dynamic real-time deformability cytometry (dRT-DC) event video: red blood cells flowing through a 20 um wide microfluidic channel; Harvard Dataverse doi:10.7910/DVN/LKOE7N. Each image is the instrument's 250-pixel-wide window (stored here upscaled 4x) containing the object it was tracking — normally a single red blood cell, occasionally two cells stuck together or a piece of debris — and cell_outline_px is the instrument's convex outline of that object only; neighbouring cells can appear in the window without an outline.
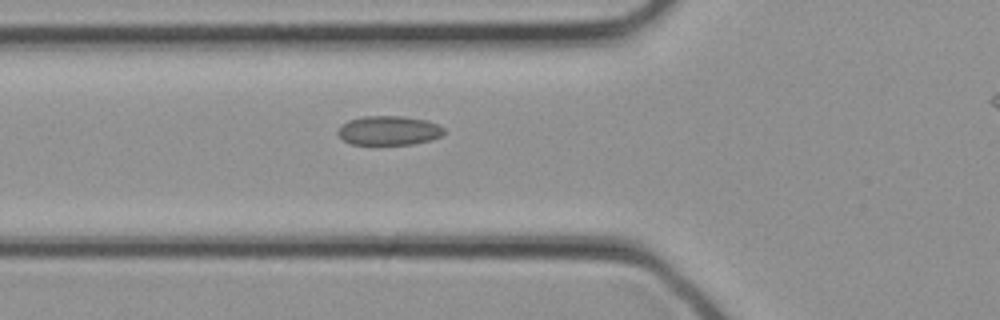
{"species": "common noctule bat (a hibernating species)", "species_latin": "Nyctalus noctula", "temperature_condition": "cold", "stored_images_in_passage": 20, "camera_frame_rate_fps": 3000, "um_per_image_px": 0.085, "animal": {"sex": "female", "body_mass_g": 21.9}, "frame": {"image": 1, "passage_image": 3, "time_ms": 0.667, "image_size_px": [1000, 320], "cell_outline_px": [[444, 132], [440, 136], [432, 140], [412, 144], [372, 148], [348, 144], [336, 132], [340, 124], [348, 120], [364, 116], [400, 116], [424, 120], [440, 124], [444, 128]], "centroid_in_image_um": [32.98, 11.15], "position_along_channel_um": 92.8, "area_um2": 19.07}}
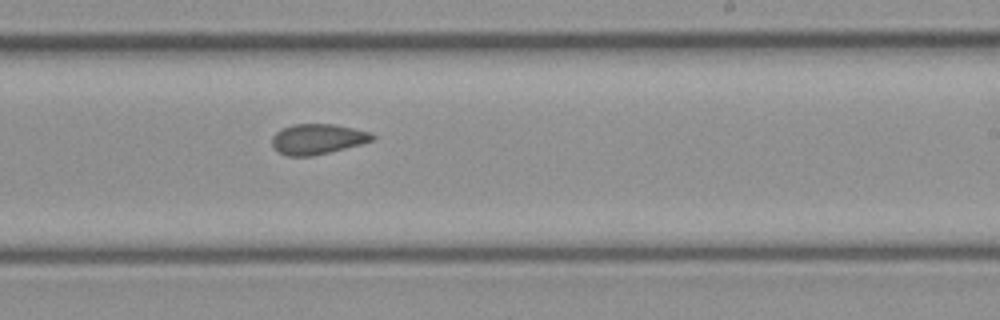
{"frame": {"image": 2, "passage_image": 11, "time_ms": 3.333, "image_size_px": [1000, 320], "cell_outline_px": [[376, 136], [372, 140], [360, 144], [312, 156], [288, 156], [272, 148], [272, 136], [276, 132], [292, 124], [332, 124], [372, 132]], "centroid_in_image_um": [26.97, 11.81], "position_along_channel_um": 262.0, "area_um2": 17.57}}
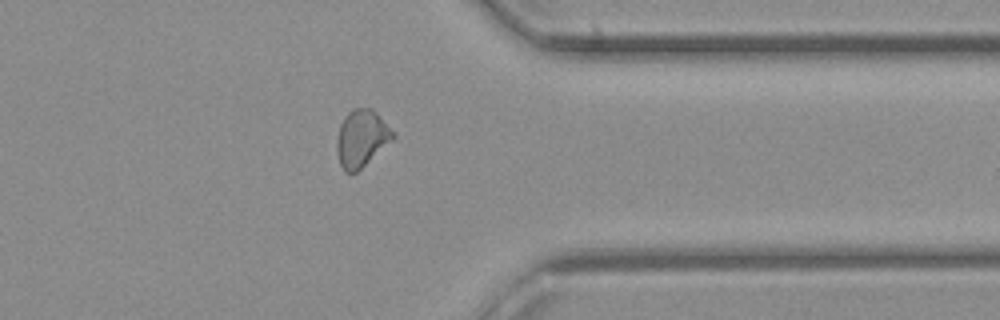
{"frame": {"image": 3, "passage_image": 17, "time_ms": 5.333, "image_size_px": [1000, 320], "cell_outline_px": [[396, 136], [356, 172], [344, 172], [340, 164], [336, 148], [336, 140], [340, 124], [344, 116], [352, 108], [372, 108], [376, 112]], "centroid_in_image_um": [30.69, 11.74], "position_along_channel_um": 380.7, "area_um2": 18.32}}